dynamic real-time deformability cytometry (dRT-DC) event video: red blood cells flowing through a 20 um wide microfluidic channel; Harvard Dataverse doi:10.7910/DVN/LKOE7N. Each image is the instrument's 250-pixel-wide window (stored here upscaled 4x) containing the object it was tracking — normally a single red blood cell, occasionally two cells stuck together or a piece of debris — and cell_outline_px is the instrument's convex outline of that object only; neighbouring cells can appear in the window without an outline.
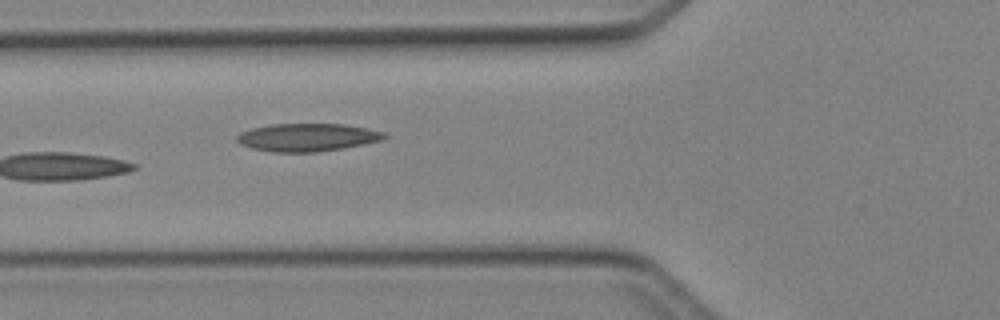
{"species": "Egyptian fruit bat (a non-hibernating species)", "species_latin": "Rousettus aegyptiacus", "temperature_condition": "cold", "stored_images_in_passage": 4, "camera_frame_rate_fps": 3000, "um_per_image_px": 0.085, "animal": {"sex": "female"}, "frame": {"image": 1, "passage_image": 4, "time_ms": 3.667, "image_size_px": [1000, 320], "cell_outline_px": [[388, 136], [384, 140], [344, 148], [312, 152], [272, 152], [252, 148], [240, 144], [236, 140], [236, 136], [240, 132], [252, 128], [272, 124], [344, 124], [368, 128], [384, 132]], "centroid_in_image_um": [26.14, 11.67], "position_along_channel_um": 99.7, "area_um2": 24.04}}